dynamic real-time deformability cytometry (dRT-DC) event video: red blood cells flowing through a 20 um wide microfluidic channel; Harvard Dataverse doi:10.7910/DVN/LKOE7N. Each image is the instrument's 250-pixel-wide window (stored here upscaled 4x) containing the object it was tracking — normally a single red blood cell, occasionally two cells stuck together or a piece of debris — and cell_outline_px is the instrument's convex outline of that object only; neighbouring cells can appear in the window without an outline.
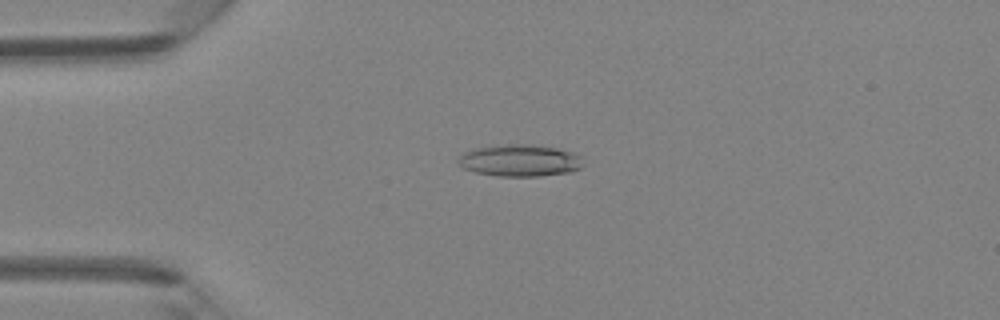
{"species": "Egyptian fruit bat (a non-hibernating species)", "species_latin": "Rousettus aegyptiacus", "temperature_condition": "room temperature", "stored_images_in_passage": 41, "camera_frame_rate_fps": 3000, "um_per_image_px": 0.085, "animal": {"sex": "female"}, "frame": {"image": 1, "passage_image": 7, "time_ms": 2.0, "image_size_px": [1000, 320], "cell_outline_px": [[584, 164], [580, 168], [572, 172], [540, 176], [496, 176], [476, 172], [464, 168], [456, 160], [464, 152], [476, 148], [508, 144], [532, 144], [556, 148], [572, 152], [580, 156]], "centroid_in_image_um": [44.21, 13.64], "position_along_channel_um": 40.8, "area_um2": 23.24}}
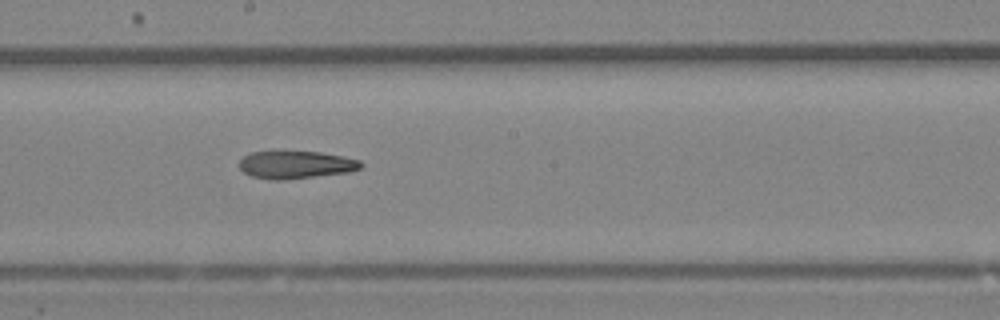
{"frame": {"image": 2, "passage_image": 21, "time_ms": 6.667, "image_size_px": [1000, 320], "cell_outline_px": [[364, 164], [360, 168], [348, 172], [284, 180], [272, 180], [252, 176], [244, 172], [240, 168], [240, 160], [244, 156], [252, 152], [320, 152], [344, 156], [360, 160]], "centroid_in_image_um": [25.17, 14.01], "position_along_channel_um": 223.0, "area_um2": 19.42}}
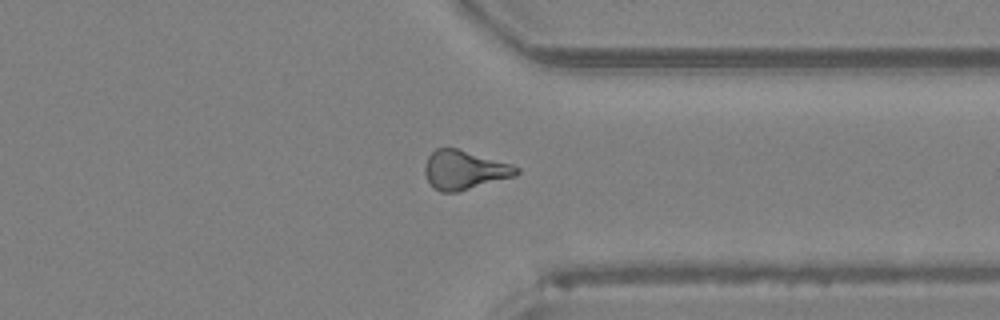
{"frame": {"image": 3, "passage_image": 31, "time_ms": 10.0, "image_size_px": [1000, 320], "cell_outline_px": [[520, 172], [516, 176], [456, 192], [440, 192], [428, 180], [424, 172], [424, 164], [428, 156], [436, 148], [456, 148], [512, 164], [520, 168]], "centroid_in_image_um": [39.49, 14.44], "position_along_channel_um": 371.9, "area_um2": 20.69}}